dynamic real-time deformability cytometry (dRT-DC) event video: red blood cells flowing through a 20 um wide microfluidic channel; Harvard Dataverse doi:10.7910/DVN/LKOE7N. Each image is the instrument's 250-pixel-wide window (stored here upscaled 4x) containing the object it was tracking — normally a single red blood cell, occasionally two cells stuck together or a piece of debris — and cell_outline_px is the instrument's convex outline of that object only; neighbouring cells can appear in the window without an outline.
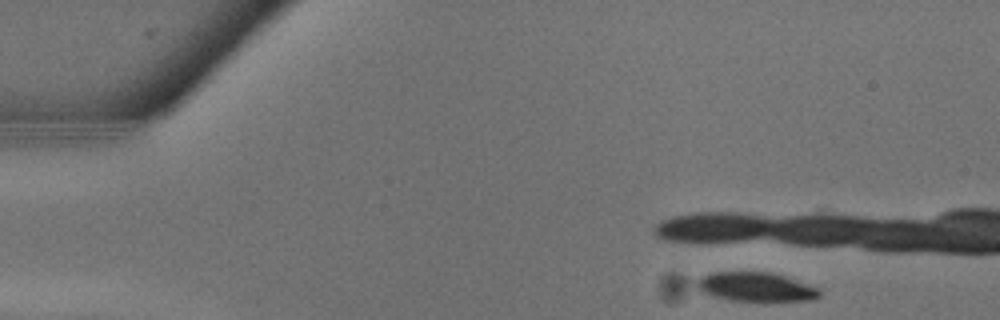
{"species": "common noctule bat (a hibernating species)", "species_latin": "Nyctalus noctula", "temperature_condition": "warm", "stored_images_in_passage": 7, "camera_frame_rate_fps": 3000, "um_per_image_px": 0.085, "animal": {"sex": "male", "body_mass_g": 13.3}, "frame": {"image": 1, "passage_image": 1, "time_ms": 0.0, "image_size_px": [1000, 320], "cell_outline_px": [[820, 296], [812, 300], [764, 304], [732, 300], [712, 296], [704, 292], [696, 284], [696, 280], [700, 276], [712, 272], [768, 272], [784, 276], [816, 288], [820, 292]], "centroid_in_image_um": [64.25, 24.44], "position_along_channel_um": 20.7, "area_um2": 21.39}}